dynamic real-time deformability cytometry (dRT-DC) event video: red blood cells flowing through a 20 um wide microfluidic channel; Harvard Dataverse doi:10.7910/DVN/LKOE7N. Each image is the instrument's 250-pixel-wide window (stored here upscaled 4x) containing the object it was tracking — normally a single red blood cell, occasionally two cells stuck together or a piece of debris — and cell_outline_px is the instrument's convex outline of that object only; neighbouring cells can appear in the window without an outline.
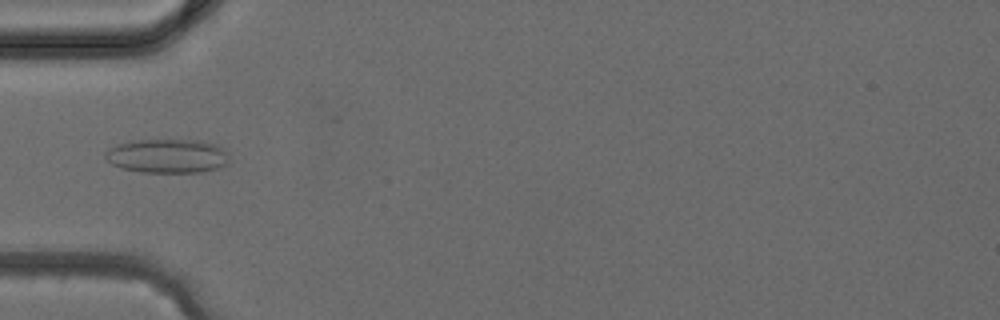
{"species": "common noctule bat (a hibernating species)", "species_latin": "Nyctalus noctula", "temperature_condition": "cold", "stored_images_in_passage": 39, "camera_frame_rate_fps": 3000, "um_per_image_px": 0.085, "animal": {"sex": "female", "body_mass_g": 24.6, "forearm_length_mm": 56.2}, "frame": {"image": 1, "passage_image": 13, "time_ms": 4.0, "image_size_px": [1000, 320], "cell_outline_px": [[228, 164], [220, 168], [204, 172], [140, 172], [120, 168], [112, 164], [104, 156], [104, 152], [108, 148], [132, 140], [196, 140], [216, 144], [224, 148], [228, 152]], "centroid_in_image_um": [14.25, 13.26], "position_along_channel_um": 70.7, "area_um2": 24.85}}
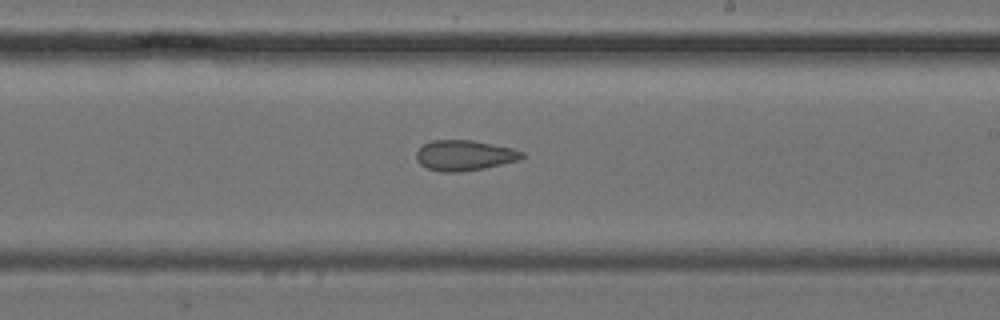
{"frame": {"image": 2, "passage_image": 23, "time_ms": 7.333, "image_size_px": [1000, 320], "cell_outline_px": [[524, 156], [520, 160], [484, 168], [460, 172], [440, 172], [428, 168], [420, 164], [416, 160], [416, 152], [424, 144], [432, 140], [472, 140], [512, 148], [524, 152]], "centroid_in_image_um": [39.47, 13.21], "position_along_channel_um": 249.5, "area_um2": 18.73}}
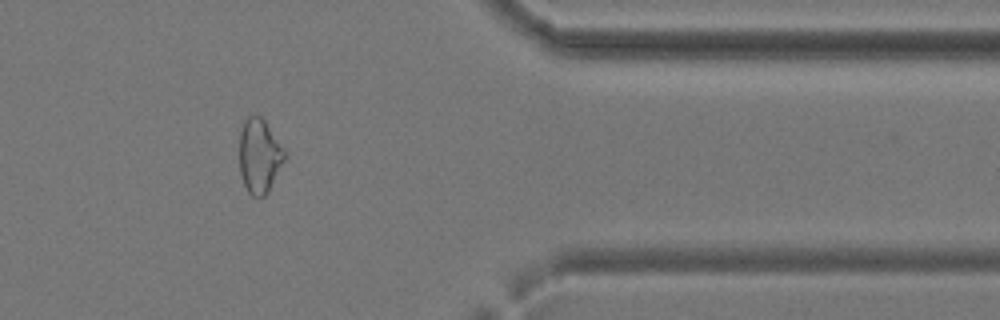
{"frame": {"image": 3, "passage_image": 32, "time_ms": 10.333, "image_size_px": [1000, 320], "cell_outline_px": [[288, 156], [268, 192], [264, 196], [252, 196], [248, 192], [244, 184], [240, 172], [240, 132], [244, 120], [248, 116], [260, 116], [264, 120], [288, 152]], "centroid_in_image_um": [22.09, 13.25], "position_along_channel_um": 389.3, "area_um2": 19.83}}